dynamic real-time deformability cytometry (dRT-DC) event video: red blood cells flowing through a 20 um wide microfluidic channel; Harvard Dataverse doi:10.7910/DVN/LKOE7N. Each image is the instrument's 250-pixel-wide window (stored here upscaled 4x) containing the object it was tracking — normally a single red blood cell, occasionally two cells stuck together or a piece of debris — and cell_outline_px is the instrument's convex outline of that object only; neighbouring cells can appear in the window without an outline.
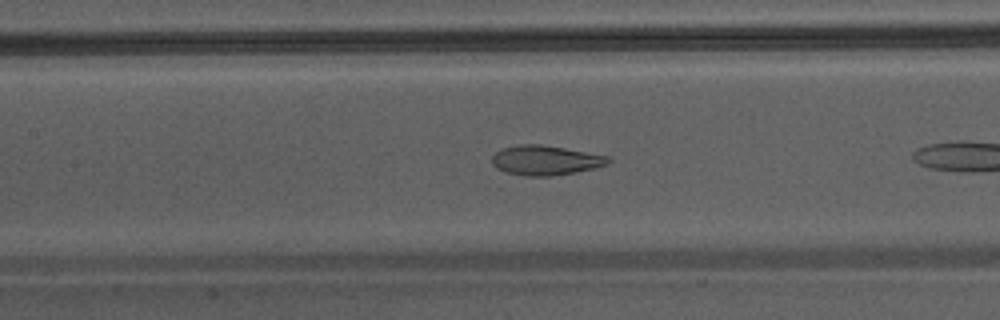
{"species": "Egyptian fruit bat (a non-hibernating species)", "species_latin": "Rousettus aegyptiacus", "temperature_condition": "warm", "stored_images_in_passage": 14, "camera_frame_rate_fps": 3000, "um_per_image_px": 0.085, "animal": {"sex": "male"}, "frame": {"image": 1, "passage_image": 7, "time_ms": 2.0, "image_size_px": [1000, 320], "cell_outline_px": [[612, 160], [608, 164], [596, 168], [552, 176], [524, 176], [504, 172], [496, 168], [492, 164], [492, 156], [496, 152], [504, 148], [520, 144], [540, 144], [564, 148], [608, 156]], "centroid_in_image_um": [46.36, 13.63], "position_along_channel_um": 161.0, "area_um2": 20.11}}
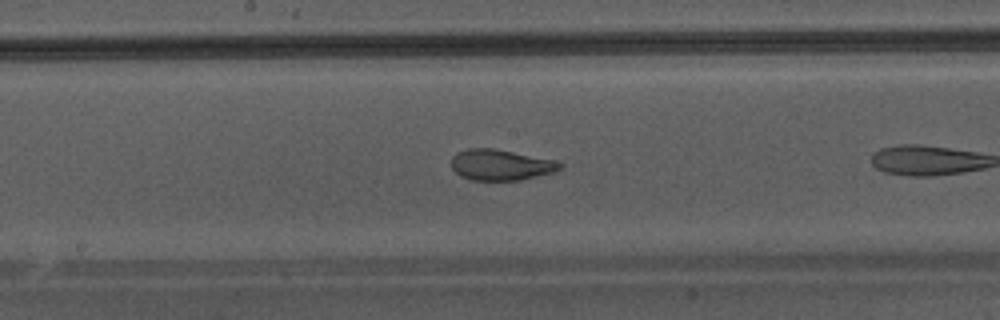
{"frame": {"image": 2, "passage_image": 10, "time_ms": 3.0, "image_size_px": [1000, 320], "cell_outline_px": [[564, 168], [556, 172], [520, 180], [472, 180], [460, 176], [452, 168], [452, 156], [456, 152], [468, 148], [492, 148], [556, 160], [564, 164]], "centroid_in_image_um": [42.6, 14.01], "position_along_channel_um": 205.6, "area_um2": 19.71}}